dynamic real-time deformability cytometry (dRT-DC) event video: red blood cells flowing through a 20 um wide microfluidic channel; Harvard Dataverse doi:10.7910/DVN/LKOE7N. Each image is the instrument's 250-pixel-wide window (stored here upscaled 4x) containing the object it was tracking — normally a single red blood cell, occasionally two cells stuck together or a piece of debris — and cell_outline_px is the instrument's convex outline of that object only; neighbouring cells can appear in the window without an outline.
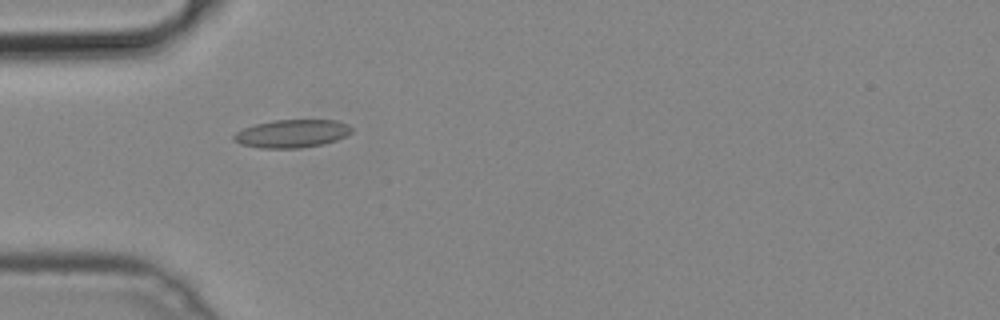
{"species": "common noctule bat (a hibernating species)", "species_latin": "Nyctalus noctula", "temperature_condition": "cold", "stored_images_in_passage": 51, "camera_frame_rate_fps": 3000, "um_per_image_px": 0.085, "animal": {"sex": "male", "body_mass_g": 19.2, "forearm_length_mm": 51.8}, "frame": {"image": 1, "passage_image": 16, "time_ms": 5.0, "image_size_px": [1000, 320], "cell_outline_px": [[352, 132], [336, 140], [324, 144], [300, 148], [260, 148], [240, 144], [232, 140], [232, 136], [236, 132], [244, 128], [256, 124], [272, 120], [336, 120], [348, 124], [352, 128]], "centroid_in_image_um": [24.8, 11.36], "position_along_channel_um": 60.2, "area_um2": 19.31}}
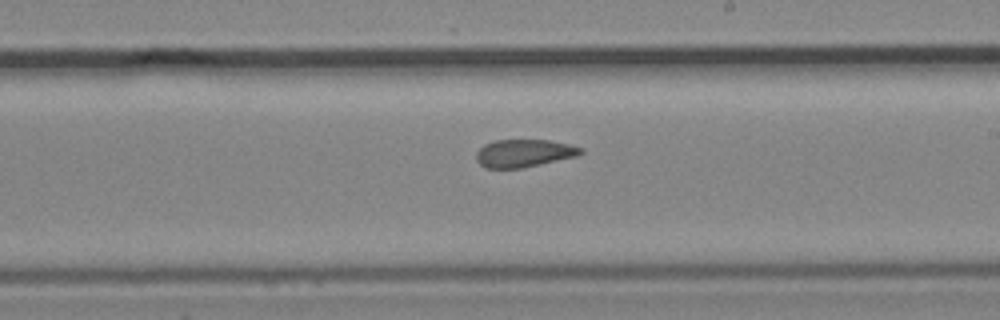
{"frame": {"image": 2, "passage_image": 30, "time_ms": 9.667, "image_size_px": [1000, 320], "cell_outline_px": [[584, 152], [580, 156], [520, 168], [484, 168], [476, 160], [476, 152], [484, 144], [496, 140], [548, 140], [568, 144], [584, 148]], "centroid_in_image_um": [44.56, 13.02], "position_along_channel_um": 244.4, "area_um2": 16.99}}
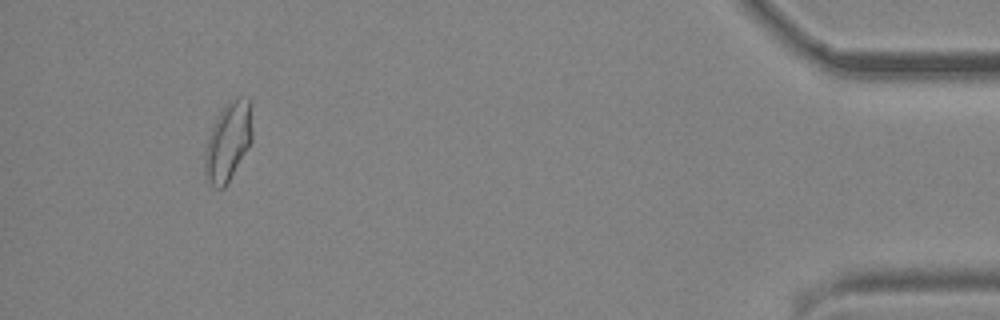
{"frame": {"image": 3, "passage_image": 48, "time_ms": 15.667, "image_size_px": [1000, 320], "cell_outline_px": [[252, 140], [248, 148], [224, 188], [216, 188], [208, 184], [204, 180], [204, 152], [208, 136], [216, 116], [224, 104], [228, 100], [240, 96], [248, 96], [252, 100]], "centroid_in_image_um": [19.38, 11.98], "position_along_channel_um": 415.8, "area_um2": 22.54}}